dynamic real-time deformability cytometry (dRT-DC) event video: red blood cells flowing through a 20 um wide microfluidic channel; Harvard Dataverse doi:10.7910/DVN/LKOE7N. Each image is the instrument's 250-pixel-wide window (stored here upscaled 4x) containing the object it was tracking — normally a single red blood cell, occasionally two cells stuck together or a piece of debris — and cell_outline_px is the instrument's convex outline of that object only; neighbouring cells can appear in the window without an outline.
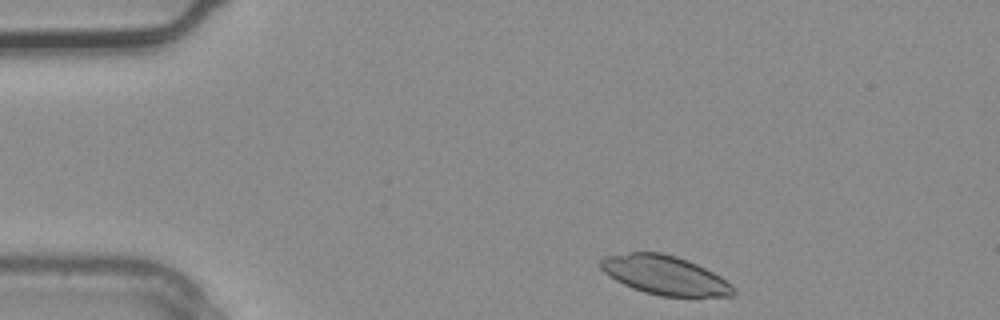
{"species": "common noctule bat (a hibernating species)", "species_latin": "Nyctalus noctula", "temperature_condition": "warm", "stored_images_in_passage": 3, "camera_frame_rate_fps": 3000, "um_per_image_px": 0.085, "animal": {"sex": "male", "body_mass_g": 20.4}, "frame": {"image": 1, "passage_image": 1, "time_ms": 0.0, "image_size_px": [1000, 320], "cell_outline_px": [[736, 292], [732, 296], [660, 296], [644, 292], [632, 288], [616, 280], [604, 272], [600, 268], [600, 260], [604, 256], [632, 252], [660, 252], [676, 256], [688, 260], [720, 276], [732, 284], [736, 288]], "centroid_in_image_um": [56.51, 23.39], "position_along_channel_um": 28.5, "area_um2": 30.11}}